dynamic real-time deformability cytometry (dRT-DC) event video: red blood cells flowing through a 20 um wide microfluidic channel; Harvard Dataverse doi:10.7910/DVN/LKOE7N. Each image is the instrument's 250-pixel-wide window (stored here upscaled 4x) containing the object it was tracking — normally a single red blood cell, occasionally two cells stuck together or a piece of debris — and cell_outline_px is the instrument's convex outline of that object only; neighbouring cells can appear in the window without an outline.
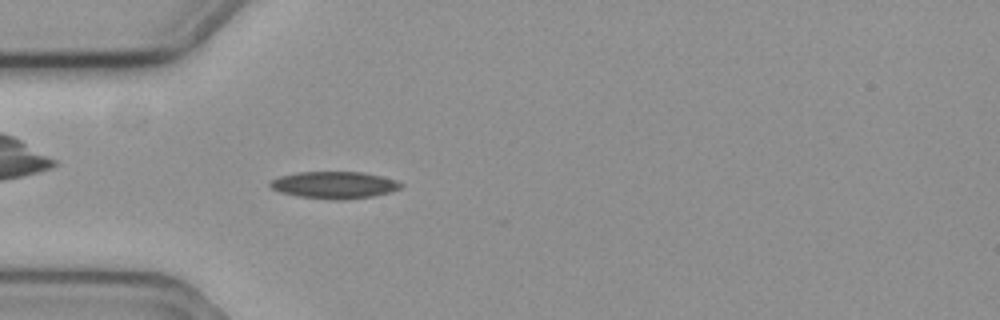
{"species": "common noctule bat (a hibernating species)", "species_latin": "Nyctalus noctula", "temperature_condition": "cold", "stored_images_in_passage": 53, "camera_frame_rate_fps": 3000, "um_per_image_px": 0.085, "animal": {"sex": "female", "body_mass_g": 19.3, "forearm_length_mm": 54.1}, "frame": {"image": 1, "passage_image": 17, "time_ms": 5.333, "image_size_px": [1000, 320], "cell_outline_px": [[404, 184], [400, 188], [388, 192], [372, 196], [344, 200], [332, 200], [296, 196], [280, 192], [272, 188], [268, 184], [272, 180], [280, 176], [300, 172], [360, 172], [380, 176], [396, 180]], "centroid_in_image_um": [28.4, 15.73], "position_along_channel_um": 56.6, "area_um2": 20.46}}
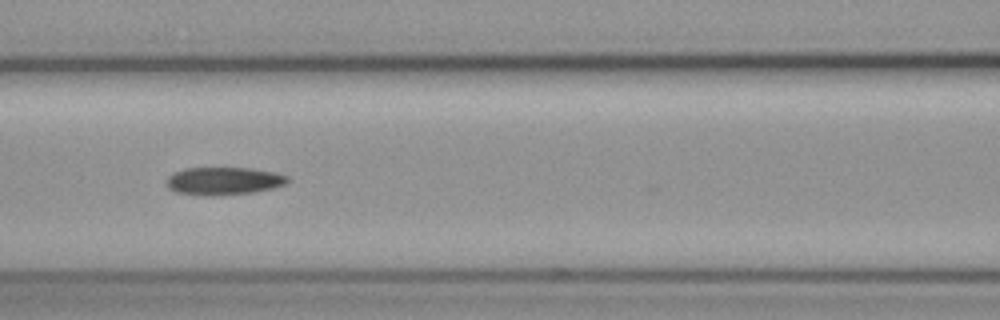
{"frame": {"image": 2, "passage_image": 25, "time_ms": 8.0, "image_size_px": [1000, 320], "cell_outline_px": [[292, 180], [288, 184], [272, 188], [252, 192], [216, 196], [200, 196], [176, 192], [168, 188], [168, 176], [184, 168], [252, 168], [276, 172], [288, 176]], "centroid_in_image_um": [19.07, 15.39], "position_along_channel_um": 147.5, "area_um2": 19.83}}
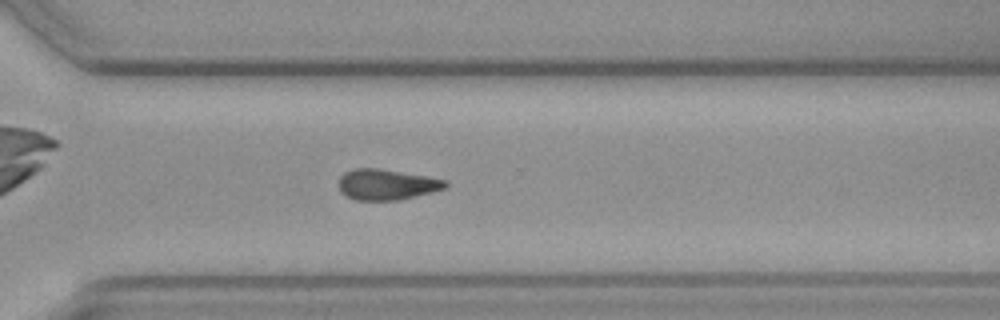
{"frame": {"image": 3, "passage_image": 41, "time_ms": 13.333, "image_size_px": [1000, 320], "cell_outline_px": [[448, 188], [400, 200], [356, 200], [344, 196], [340, 192], [340, 176], [344, 172], [356, 168], [380, 168], [428, 176], [448, 180]], "centroid_in_image_um": [32.9, 15.68], "position_along_channel_um": 337.7, "area_um2": 19.36}}